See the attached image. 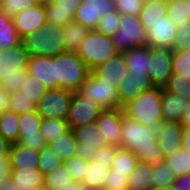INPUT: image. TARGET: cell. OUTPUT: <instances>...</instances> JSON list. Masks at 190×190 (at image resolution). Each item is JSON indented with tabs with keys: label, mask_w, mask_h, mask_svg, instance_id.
<instances>
[{
	"label": "cell",
	"mask_w": 190,
	"mask_h": 190,
	"mask_svg": "<svg viewBox=\"0 0 190 190\" xmlns=\"http://www.w3.org/2000/svg\"><path fill=\"white\" fill-rule=\"evenodd\" d=\"M0 190H17L16 183L12 177L0 181Z\"/></svg>",
	"instance_id": "94428289"
},
{
	"label": "cell",
	"mask_w": 190,
	"mask_h": 190,
	"mask_svg": "<svg viewBox=\"0 0 190 190\" xmlns=\"http://www.w3.org/2000/svg\"><path fill=\"white\" fill-rule=\"evenodd\" d=\"M7 107L19 115L37 110V104L26 98L20 91L8 94Z\"/></svg>",
	"instance_id": "ab89813d"
},
{
	"label": "cell",
	"mask_w": 190,
	"mask_h": 190,
	"mask_svg": "<svg viewBox=\"0 0 190 190\" xmlns=\"http://www.w3.org/2000/svg\"><path fill=\"white\" fill-rule=\"evenodd\" d=\"M117 90L118 86L113 81H99L90 73L78 91L103 109H116L122 108L118 102Z\"/></svg>",
	"instance_id": "52a82bcc"
},
{
	"label": "cell",
	"mask_w": 190,
	"mask_h": 190,
	"mask_svg": "<svg viewBox=\"0 0 190 190\" xmlns=\"http://www.w3.org/2000/svg\"><path fill=\"white\" fill-rule=\"evenodd\" d=\"M182 148L190 151V128H184L181 140Z\"/></svg>",
	"instance_id": "6125c7cd"
},
{
	"label": "cell",
	"mask_w": 190,
	"mask_h": 190,
	"mask_svg": "<svg viewBox=\"0 0 190 190\" xmlns=\"http://www.w3.org/2000/svg\"><path fill=\"white\" fill-rule=\"evenodd\" d=\"M63 30V46L67 52H75L90 32L89 28L74 21L63 26Z\"/></svg>",
	"instance_id": "4316f807"
},
{
	"label": "cell",
	"mask_w": 190,
	"mask_h": 190,
	"mask_svg": "<svg viewBox=\"0 0 190 190\" xmlns=\"http://www.w3.org/2000/svg\"><path fill=\"white\" fill-rule=\"evenodd\" d=\"M127 179L128 190H151L154 183V166L138 162Z\"/></svg>",
	"instance_id": "cb8c5ba5"
},
{
	"label": "cell",
	"mask_w": 190,
	"mask_h": 190,
	"mask_svg": "<svg viewBox=\"0 0 190 190\" xmlns=\"http://www.w3.org/2000/svg\"><path fill=\"white\" fill-rule=\"evenodd\" d=\"M119 148L120 147L111 145H105L104 147L96 148L94 151L93 158L91 160L95 162L105 163V166L111 168L112 161Z\"/></svg>",
	"instance_id": "f5cc1de1"
},
{
	"label": "cell",
	"mask_w": 190,
	"mask_h": 190,
	"mask_svg": "<svg viewBox=\"0 0 190 190\" xmlns=\"http://www.w3.org/2000/svg\"><path fill=\"white\" fill-rule=\"evenodd\" d=\"M185 3L187 4L188 14L190 16V0H185Z\"/></svg>",
	"instance_id": "003e7915"
},
{
	"label": "cell",
	"mask_w": 190,
	"mask_h": 190,
	"mask_svg": "<svg viewBox=\"0 0 190 190\" xmlns=\"http://www.w3.org/2000/svg\"><path fill=\"white\" fill-rule=\"evenodd\" d=\"M179 123L183 128H190V99L182 113V118Z\"/></svg>",
	"instance_id": "680465c9"
},
{
	"label": "cell",
	"mask_w": 190,
	"mask_h": 190,
	"mask_svg": "<svg viewBox=\"0 0 190 190\" xmlns=\"http://www.w3.org/2000/svg\"><path fill=\"white\" fill-rule=\"evenodd\" d=\"M122 108L104 109L95 124L102 135L106 137L107 145L121 146Z\"/></svg>",
	"instance_id": "5bb4252c"
},
{
	"label": "cell",
	"mask_w": 190,
	"mask_h": 190,
	"mask_svg": "<svg viewBox=\"0 0 190 190\" xmlns=\"http://www.w3.org/2000/svg\"><path fill=\"white\" fill-rule=\"evenodd\" d=\"M61 190H83V189L79 183L74 182V183L62 188Z\"/></svg>",
	"instance_id": "e7e4bbea"
},
{
	"label": "cell",
	"mask_w": 190,
	"mask_h": 190,
	"mask_svg": "<svg viewBox=\"0 0 190 190\" xmlns=\"http://www.w3.org/2000/svg\"><path fill=\"white\" fill-rule=\"evenodd\" d=\"M119 22L120 13L117 10L110 12L99 20L95 31L112 37L119 30Z\"/></svg>",
	"instance_id": "f6af8a7d"
},
{
	"label": "cell",
	"mask_w": 190,
	"mask_h": 190,
	"mask_svg": "<svg viewBox=\"0 0 190 190\" xmlns=\"http://www.w3.org/2000/svg\"><path fill=\"white\" fill-rule=\"evenodd\" d=\"M63 164L65 165V167H67L69 172L72 174L74 182H77L80 184L84 179L88 161L75 156L69 160L64 161Z\"/></svg>",
	"instance_id": "681fc988"
},
{
	"label": "cell",
	"mask_w": 190,
	"mask_h": 190,
	"mask_svg": "<svg viewBox=\"0 0 190 190\" xmlns=\"http://www.w3.org/2000/svg\"><path fill=\"white\" fill-rule=\"evenodd\" d=\"M173 72L180 74H190V48L182 51H172Z\"/></svg>",
	"instance_id": "c3c4849f"
},
{
	"label": "cell",
	"mask_w": 190,
	"mask_h": 190,
	"mask_svg": "<svg viewBox=\"0 0 190 190\" xmlns=\"http://www.w3.org/2000/svg\"><path fill=\"white\" fill-rule=\"evenodd\" d=\"M138 162L139 159L133 152L119 148L112 161L111 168L115 169V173L127 174L128 177Z\"/></svg>",
	"instance_id": "836d02e7"
},
{
	"label": "cell",
	"mask_w": 190,
	"mask_h": 190,
	"mask_svg": "<svg viewBox=\"0 0 190 190\" xmlns=\"http://www.w3.org/2000/svg\"><path fill=\"white\" fill-rule=\"evenodd\" d=\"M154 183L153 188L162 189L166 186H171L176 181V176L169 168L167 162L164 160L158 165H154Z\"/></svg>",
	"instance_id": "7bdbcfd3"
},
{
	"label": "cell",
	"mask_w": 190,
	"mask_h": 190,
	"mask_svg": "<svg viewBox=\"0 0 190 190\" xmlns=\"http://www.w3.org/2000/svg\"><path fill=\"white\" fill-rule=\"evenodd\" d=\"M120 148L133 152L139 162L158 165L164 161L155 129L140 124L128 115H122Z\"/></svg>",
	"instance_id": "6da1fadb"
},
{
	"label": "cell",
	"mask_w": 190,
	"mask_h": 190,
	"mask_svg": "<svg viewBox=\"0 0 190 190\" xmlns=\"http://www.w3.org/2000/svg\"><path fill=\"white\" fill-rule=\"evenodd\" d=\"M12 169L38 168L39 151L13 143L9 154Z\"/></svg>",
	"instance_id": "603a6c76"
},
{
	"label": "cell",
	"mask_w": 190,
	"mask_h": 190,
	"mask_svg": "<svg viewBox=\"0 0 190 190\" xmlns=\"http://www.w3.org/2000/svg\"><path fill=\"white\" fill-rule=\"evenodd\" d=\"M151 190H161V189H159V188H152Z\"/></svg>",
	"instance_id": "89a4df30"
},
{
	"label": "cell",
	"mask_w": 190,
	"mask_h": 190,
	"mask_svg": "<svg viewBox=\"0 0 190 190\" xmlns=\"http://www.w3.org/2000/svg\"><path fill=\"white\" fill-rule=\"evenodd\" d=\"M27 190H45L44 187H36V188H31Z\"/></svg>",
	"instance_id": "a7ac6f4b"
},
{
	"label": "cell",
	"mask_w": 190,
	"mask_h": 190,
	"mask_svg": "<svg viewBox=\"0 0 190 190\" xmlns=\"http://www.w3.org/2000/svg\"><path fill=\"white\" fill-rule=\"evenodd\" d=\"M63 26L52 23L44 24L39 31H34L21 39V43L30 56H57L67 51L63 46Z\"/></svg>",
	"instance_id": "7a4b0ae2"
},
{
	"label": "cell",
	"mask_w": 190,
	"mask_h": 190,
	"mask_svg": "<svg viewBox=\"0 0 190 190\" xmlns=\"http://www.w3.org/2000/svg\"><path fill=\"white\" fill-rule=\"evenodd\" d=\"M149 75H130L118 84V102L121 107L134 100L142 92L154 89Z\"/></svg>",
	"instance_id": "ac0fdd59"
},
{
	"label": "cell",
	"mask_w": 190,
	"mask_h": 190,
	"mask_svg": "<svg viewBox=\"0 0 190 190\" xmlns=\"http://www.w3.org/2000/svg\"><path fill=\"white\" fill-rule=\"evenodd\" d=\"M19 136L38 135L42 117L37 110L19 115Z\"/></svg>",
	"instance_id": "d590c367"
},
{
	"label": "cell",
	"mask_w": 190,
	"mask_h": 190,
	"mask_svg": "<svg viewBox=\"0 0 190 190\" xmlns=\"http://www.w3.org/2000/svg\"><path fill=\"white\" fill-rule=\"evenodd\" d=\"M123 54L130 75H148L149 46L134 47Z\"/></svg>",
	"instance_id": "d4e9b609"
},
{
	"label": "cell",
	"mask_w": 190,
	"mask_h": 190,
	"mask_svg": "<svg viewBox=\"0 0 190 190\" xmlns=\"http://www.w3.org/2000/svg\"><path fill=\"white\" fill-rule=\"evenodd\" d=\"M29 75L37 77L48 89L59 88L56 79V56H30L27 64Z\"/></svg>",
	"instance_id": "e0dca14e"
},
{
	"label": "cell",
	"mask_w": 190,
	"mask_h": 190,
	"mask_svg": "<svg viewBox=\"0 0 190 190\" xmlns=\"http://www.w3.org/2000/svg\"><path fill=\"white\" fill-rule=\"evenodd\" d=\"M70 130L67 119L42 118L40 132L48 144L53 139L67 133Z\"/></svg>",
	"instance_id": "d6a6232c"
},
{
	"label": "cell",
	"mask_w": 190,
	"mask_h": 190,
	"mask_svg": "<svg viewBox=\"0 0 190 190\" xmlns=\"http://www.w3.org/2000/svg\"><path fill=\"white\" fill-rule=\"evenodd\" d=\"M73 92L66 89H48L40 102L37 111L42 118L67 119Z\"/></svg>",
	"instance_id": "ba28073f"
},
{
	"label": "cell",
	"mask_w": 190,
	"mask_h": 190,
	"mask_svg": "<svg viewBox=\"0 0 190 190\" xmlns=\"http://www.w3.org/2000/svg\"><path fill=\"white\" fill-rule=\"evenodd\" d=\"M12 167L9 156H0V181L11 177Z\"/></svg>",
	"instance_id": "9f6ffc18"
},
{
	"label": "cell",
	"mask_w": 190,
	"mask_h": 190,
	"mask_svg": "<svg viewBox=\"0 0 190 190\" xmlns=\"http://www.w3.org/2000/svg\"><path fill=\"white\" fill-rule=\"evenodd\" d=\"M72 132L78 142L76 156L83 160H91L96 148L107 145V140L95 123H88L80 127H73Z\"/></svg>",
	"instance_id": "8fae6325"
},
{
	"label": "cell",
	"mask_w": 190,
	"mask_h": 190,
	"mask_svg": "<svg viewBox=\"0 0 190 190\" xmlns=\"http://www.w3.org/2000/svg\"><path fill=\"white\" fill-rule=\"evenodd\" d=\"M176 177L190 173V151L181 148L164 159Z\"/></svg>",
	"instance_id": "e575fe53"
},
{
	"label": "cell",
	"mask_w": 190,
	"mask_h": 190,
	"mask_svg": "<svg viewBox=\"0 0 190 190\" xmlns=\"http://www.w3.org/2000/svg\"><path fill=\"white\" fill-rule=\"evenodd\" d=\"M19 91L23 93L26 98L38 104L48 91V88L37 77L29 75Z\"/></svg>",
	"instance_id": "74e56055"
},
{
	"label": "cell",
	"mask_w": 190,
	"mask_h": 190,
	"mask_svg": "<svg viewBox=\"0 0 190 190\" xmlns=\"http://www.w3.org/2000/svg\"><path fill=\"white\" fill-rule=\"evenodd\" d=\"M188 102L189 99L186 96H178L162 88V120L169 122H180L182 113Z\"/></svg>",
	"instance_id": "44dd1931"
},
{
	"label": "cell",
	"mask_w": 190,
	"mask_h": 190,
	"mask_svg": "<svg viewBox=\"0 0 190 190\" xmlns=\"http://www.w3.org/2000/svg\"><path fill=\"white\" fill-rule=\"evenodd\" d=\"M161 190H176L174 185L163 187Z\"/></svg>",
	"instance_id": "03108f58"
},
{
	"label": "cell",
	"mask_w": 190,
	"mask_h": 190,
	"mask_svg": "<svg viewBox=\"0 0 190 190\" xmlns=\"http://www.w3.org/2000/svg\"><path fill=\"white\" fill-rule=\"evenodd\" d=\"M99 20L100 19H95L94 6L89 5L86 1H82L78 7L75 17L73 18L74 22H77L90 30H95Z\"/></svg>",
	"instance_id": "60d3db41"
},
{
	"label": "cell",
	"mask_w": 190,
	"mask_h": 190,
	"mask_svg": "<svg viewBox=\"0 0 190 190\" xmlns=\"http://www.w3.org/2000/svg\"><path fill=\"white\" fill-rule=\"evenodd\" d=\"M145 0H114L116 10L120 14L138 17Z\"/></svg>",
	"instance_id": "f907efd6"
},
{
	"label": "cell",
	"mask_w": 190,
	"mask_h": 190,
	"mask_svg": "<svg viewBox=\"0 0 190 190\" xmlns=\"http://www.w3.org/2000/svg\"><path fill=\"white\" fill-rule=\"evenodd\" d=\"M27 69L21 70V75L6 76L0 81V86L8 93L13 94L21 89L24 82L28 79Z\"/></svg>",
	"instance_id": "7dc6e473"
},
{
	"label": "cell",
	"mask_w": 190,
	"mask_h": 190,
	"mask_svg": "<svg viewBox=\"0 0 190 190\" xmlns=\"http://www.w3.org/2000/svg\"><path fill=\"white\" fill-rule=\"evenodd\" d=\"M83 0H50L45 2L47 22L65 26L73 21Z\"/></svg>",
	"instance_id": "d6986e66"
},
{
	"label": "cell",
	"mask_w": 190,
	"mask_h": 190,
	"mask_svg": "<svg viewBox=\"0 0 190 190\" xmlns=\"http://www.w3.org/2000/svg\"><path fill=\"white\" fill-rule=\"evenodd\" d=\"M64 161L53 151L47 144L42 150L39 151L38 169L47 175L57 167L62 165Z\"/></svg>",
	"instance_id": "f35d334b"
},
{
	"label": "cell",
	"mask_w": 190,
	"mask_h": 190,
	"mask_svg": "<svg viewBox=\"0 0 190 190\" xmlns=\"http://www.w3.org/2000/svg\"><path fill=\"white\" fill-rule=\"evenodd\" d=\"M107 176L104 190H128L127 174L115 173V169L110 168Z\"/></svg>",
	"instance_id": "816d5d0a"
},
{
	"label": "cell",
	"mask_w": 190,
	"mask_h": 190,
	"mask_svg": "<svg viewBox=\"0 0 190 190\" xmlns=\"http://www.w3.org/2000/svg\"><path fill=\"white\" fill-rule=\"evenodd\" d=\"M186 48H190V20L177 26V35L171 50L179 52Z\"/></svg>",
	"instance_id": "bcb514c9"
},
{
	"label": "cell",
	"mask_w": 190,
	"mask_h": 190,
	"mask_svg": "<svg viewBox=\"0 0 190 190\" xmlns=\"http://www.w3.org/2000/svg\"><path fill=\"white\" fill-rule=\"evenodd\" d=\"M30 53L22 43L18 46L0 49V81L6 76L21 75L27 69Z\"/></svg>",
	"instance_id": "9a60e30c"
},
{
	"label": "cell",
	"mask_w": 190,
	"mask_h": 190,
	"mask_svg": "<svg viewBox=\"0 0 190 190\" xmlns=\"http://www.w3.org/2000/svg\"><path fill=\"white\" fill-rule=\"evenodd\" d=\"M75 52L90 70L118 53L111 37L95 30H90Z\"/></svg>",
	"instance_id": "5b68a950"
},
{
	"label": "cell",
	"mask_w": 190,
	"mask_h": 190,
	"mask_svg": "<svg viewBox=\"0 0 190 190\" xmlns=\"http://www.w3.org/2000/svg\"><path fill=\"white\" fill-rule=\"evenodd\" d=\"M8 93L0 86V114L8 109Z\"/></svg>",
	"instance_id": "be15d7a7"
},
{
	"label": "cell",
	"mask_w": 190,
	"mask_h": 190,
	"mask_svg": "<svg viewBox=\"0 0 190 190\" xmlns=\"http://www.w3.org/2000/svg\"><path fill=\"white\" fill-rule=\"evenodd\" d=\"M167 15L176 26L190 20L185 0H167Z\"/></svg>",
	"instance_id": "ee69618b"
},
{
	"label": "cell",
	"mask_w": 190,
	"mask_h": 190,
	"mask_svg": "<svg viewBox=\"0 0 190 190\" xmlns=\"http://www.w3.org/2000/svg\"><path fill=\"white\" fill-rule=\"evenodd\" d=\"M91 73L99 81H113L118 86L128 75L124 54L117 53L114 57L109 58L106 62L91 70Z\"/></svg>",
	"instance_id": "ffe728a7"
},
{
	"label": "cell",
	"mask_w": 190,
	"mask_h": 190,
	"mask_svg": "<svg viewBox=\"0 0 190 190\" xmlns=\"http://www.w3.org/2000/svg\"><path fill=\"white\" fill-rule=\"evenodd\" d=\"M13 21L21 39L36 30L39 31L47 23L45 2H40L33 8L20 11L14 16Z\"/></svg>",
	"instance_id": "2e32d148"
},
{
	"label": "cell",
	"mask_w": 190,
	"mask_h": 190,
	"mask_svg": "<svg viewBox=\"0 0 190 190\" xmlns=\"http://www.w3.org/2000/svg\"><path fill=\"white\" fill-rule=\"evenodd\" d=\"M12 143L0 136V156H9Z\"/></svg>",
	"instance_id": "91938a15"
},
{
	"label": "cell",
	"mask_w": 190,
	"mask_h": 190,
	"mask_svg": "<svg viewBox=\"0 0 190 190\" xmlns=\"http://www.w3.org/2000/svg\"><path fill=\"white\" fill-rule=\"evenodd\" d=\"M74 183L72 174L64 164L57 167L44 177L45 190H61L62 188Z\"/></svg>",
	"instance_id": "4dcf8cb0"
},
{
	"label": "cell",
	"mask_w": 190,
	"mask_h": 190,
	"mask_svg": "<svg viewBox=\"0 0 190 190\" xmlns=\"http://www.w3.org/2000/svg\"><path fill=\"white\" fill-rule=\"evenodd\" d=\"M110 167L105 166V163L88 161L84 179L80 183L83 190H104L107 174Z\"/></svg>",
	"instance_id": "7402d4cb"
},
{
	"label": "cell",
	"mask_w": 190,
	"mask_h": 190,
	"mask_svg": "<svg viewBox=\"0 0 190 190\" xmlns=\"http://www.w3.org/2000/svg\"><path fill=\"white\" fill-rule=\"evenodd\" d=\"M40 0H0V11L11 19L22 10L35 7Z\"/></svg>",
	"instance_id": "b9f144b4"
},
{
	"label": "cell",
	"mask_w": 190,
	"mask_h": 190,
	"mask_svg": "<svg viewBox=\"0 0 190 190\" xmlns=\"http://www.w3.org/2000/svg\"><path fill=\"white\" fill-rule=\"evenodd\" d=\"M91 70L76 52H66L56 56V79L59 88L78 91Z\"/></svg>",
	"instance_id": "277c9868"
},
{
	"label": "cell",
	"mask_w": 190,
	"mask_h": 190,
	"mask_svg": "<svg viewBox=\"0 0 190 190\" xmlns=\"http://www.w3.org/2000/svg\"><path fill=\"white\" fill-rule=\"evenodd\" d=\"M21 44L14 21L0 11V49L6 50Z\"/></svg>",
	"instance_id": "f546056e"
},
{
	"label": "cell",
	"mask_w": 190,
	"mask_h": 190,
	"mask_svg": "<svg viewBox=\"0 0 190 190\" xmlns=\"http://www.w3.org/2000/svg\"><path fill=\"white\" fill-rule=\"evenodd\" d=\"M19 114L6 109L0 114V136L9 142L19 141Z\"/></svg>",
	"instance_id": "f1b7e54d"
},
{
	"label": "cell",
	"mask_w": 190,
	"mask_h": 190,
	"mask_svg": "<svg viewBox=\"0 0 190 190\" xmlns=\"http://www.w3.org/2000/svg\"><path fill=\"white\" fill-rule=\"evenodd\" d=\"M183 130L179 122L161 121L155 127L156 138L164 159L182 148Z\"/></svg>",
	"instance_id": "4fadbf2b"
},
{
	"label": "cell",
	"mask_w": 190,
	"mask_h": 190,
	"mask_svg": "<svg viewBox=\"0 0 190 190\" xmlns=\"http://www.w3.org/2000/svg\"><path fill=\"white\" fill-rule=\"evenodd\" d=\"M46 1H50V0H40V2H46Z\"/></svg>",
	"instance_id": "2644e50d"
},
{
	"label": "cell",
	"mask_w": 190,
	"mask_h": 190,
	"mask_svg": "<svg viewBox=\"0 0 190 190\" xmlns=\"http://www.w3.org/2000/svg\"><path fill=\"white\" fill-rule=\"evenodd\" d=\"M86 2L94 6L95 19H101L106 14L116 11L114 0H86Z\"/></svg>",
	"instance_id": "db71d44e"
},
{
	"label": "cell",
	"mask_w": 190,
	"mask_h": 190,
	"mask_svg": "<svg viewBox=\"0 0 190 190\" xmlns=\"http://www.w3.org/2000/svg\"><path fill=\"white\" fill-rule=\"evenodd\" d=\"M147 30L149 46L151 48L171 49L177 35V26L168 15L160 18L155 23H141Z\"/></svg>",
	"instance_id": "7c38bea8"
},
{
	"label": "cell",
	"mask_w": 190,
	"mask_h": 190,
	"mask_svg": "<svg viewBox=\"0 0 190 190\" xmlns=\"http://www.w3.org/2000/svg\"><path fill=\"white\" fill-rule=\"evenodd\" d=\"M104 109L79 91L73 92L67 122L70 129L95 123Z\"/></svg>",
	"instance_id": "9c48e42d"
},
{
	"label": "cell",
	"mask_w": 190,
	"mask_h": 190,
	"mask_svg": "<svg viewBox=\"0 0 190 190\" xmlns=\"http://www.w3.org/2000/svg\"><path fill=\"white\" fill-rule=\"evenodd\" d=\"M17 143L36 151L42 150L47 145L44 136L40 131H38V135L19 136V141Z\"/></svg>",
	"instance_id": "11a10c76"
},
{
	"label": "cell",
	"mask_w": 190,
	"mask_h": 190,
	"mask_svg": "<svg viewBox=\"0 0 190 190\" xmlns=\"http://www.w3.org/2000/svg\"><path fill=\"white\" fill-rule=\"evenodd\" d=\"M161 96L162 88H154L150 91L142 92L138 97L122 107L124 114L140 124L155 129L163 121Z\"/></svg>",
	"instance_id": "3957f363"
},
{
	"label": "cell",
	"mask_w": 190,
	"mask_h": 190,
	"mask_svg": "<svg viewBox=\"0 0 190 190\" xmlns=\"http://www.w3.org/2000/svg\"><path fill=\"white\" fill-rule=\"evenodd\" d=\"M118 53L149 46L147 30L138 17L120 14L119 30L111 37Z\"/></svg>",
	"instance_id": "8992f818"
},
{
	"label": "cell",
	"mask_w": 190,
	"mask_h": 190,
	"mask_svg": "<svg viewBox=\"0 0 190 190\" xmlns=\"http://www.w3.org/2000/svg\"><path fill=\"white\" fill-rule=\"evenodd\" d=\"M77 144L78 142L75 140L71 129L67 133L60 135L48 143V145L63 161L76 156Z\"/></svg>",
	"instance_id": "83f0119b"
},
{
	"label": "cell",
	"mask_w": 190,
	"mask_h": 190,
	"mask_svg": "<svg viewBox=\"0 0 190 190\" xmlns=\"http://www.w3.org/2000/svg\"><path fill=\"white\" fill-rule=\"evenodd\" d=\"M167 15V0H145L138 16L141 23H155Z\"/></svg>",
	"instance_id": "1f68e13d"
},
{
	"label": "cell",
	"mask_w": 190,
	"mask_h": 190,
	"mask_svg": "<svg viewBox=\"0 0 190 190\" xmlns=\"http://www.w3.org/2000/svg\"><path fill=\"white\" fill-rule=\"evenodd\" d=\"M12 179L17 190H27L44 186L45 175L38 169H12Z\"/></svg>",
	"instance_id": "484cf974"
},
{
	"label": "cell",
	"mask_w": 190,
	"mask_h": 190,
	"mask_svg": "<svg viewBox=\"0 0 190 190\" xmlns=\"http://www.w3.org/2000/svg\"><path fill=\"white\" fill-rule=\"evenodd\" d=\"M164 89L178 96L183 95L190 99V74L173 72Z\"/></svg>",
	"instance_id": "8d00e7d4"
},
{
	"label": "cell",
	"mask_w": 190,
	"mask_h": 190,
	"mask_svg": "<svg viewBox=\"0 0 190 190\" xmlns=\"http://www.w3.org/2000/svg\"><path fill=\"white\" fill-rule=\"evenodd\" d=\"M173 185L176 190H190V173L176 177Z\"/></svg>",
	"instance_id": "6f0895ef"
},
{
	"label": "cell",
	"mask_w": 190,
	"mask_h": 190,
	"mask_svg": "<svg viewBox=\"0 0 190 190\" xmlns=\"http://www.w3.org/2000/svg\"><path fill=\"white\" fill-rule=\"evenodd\" d=\"M148 75L155 88H165L173 73L172 50L149 46Z\"/></svg>",
	"instance_id": "30bf717a"
}]
</instances>
